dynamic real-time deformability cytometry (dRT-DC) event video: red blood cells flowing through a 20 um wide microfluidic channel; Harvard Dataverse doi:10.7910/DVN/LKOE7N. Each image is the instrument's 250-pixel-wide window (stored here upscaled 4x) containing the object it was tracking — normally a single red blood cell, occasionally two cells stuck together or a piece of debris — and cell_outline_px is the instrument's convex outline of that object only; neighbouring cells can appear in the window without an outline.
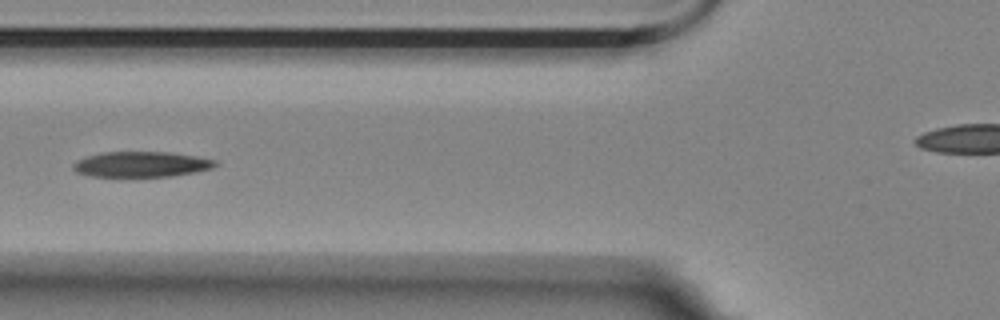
{"species": "Egyptian fruit bat (a non-hibernating species)", "species_latin": "Rousettus aegyptiacus", "temperature_condition": "room temperature", "stored_images_in_passage": 4, "segment_of_instrument_passage": [1, 2], "camera_frame_rate_fps": 3000, "um_per_image_px": 0.085, "animal": {"sex": "female"}, "frame": {"image": 1, "passage_image": 3, "time_ms": 2.333, "image_size_px": [1000, 320], "cell_outline_px": [[220, 164], [212, 168], [196, 172], [172, 176], [88, 176], [76, 172], [72, 168], [72, 164], [76, 160], [100, 152], [168, 152], [196, 156], [216, 160]], "centroid_in_image_um": [12.01, 13.96], "position_along_channel_um": 113.8, "area_um2": 21.15}}